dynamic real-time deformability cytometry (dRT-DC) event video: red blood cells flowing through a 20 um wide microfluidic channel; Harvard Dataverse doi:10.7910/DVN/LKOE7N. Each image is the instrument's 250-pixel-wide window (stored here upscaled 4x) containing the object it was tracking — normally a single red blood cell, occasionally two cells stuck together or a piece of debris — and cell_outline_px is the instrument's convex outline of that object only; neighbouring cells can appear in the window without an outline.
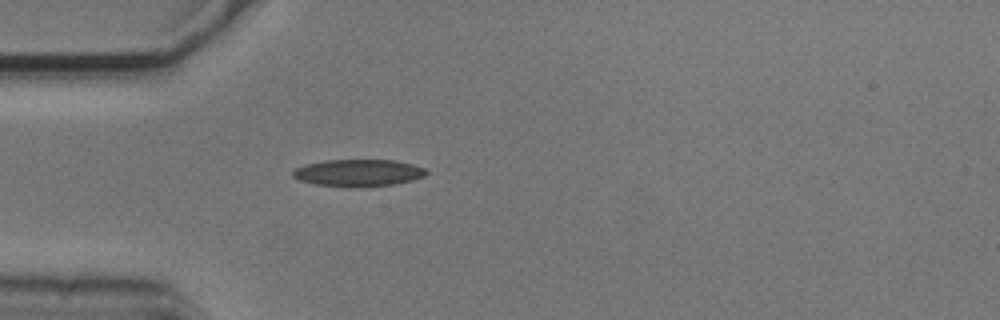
{"species": "common noctule bat (a hibernating species)", "species_latin": "Nyctalus noctula", "temperature_condition": "cold", "stored_images_in_passage": 40, "camera_frame_rate_fps": 3000, "um_per_image_px": 0.085, "animal": {"sex": "male", "body_mass_g": 20.5, "forearm_length_mm": 52.5}, "frame": {"image": 1, "passage_image": 1, "time_ms": 0.0, "image_size_px": [1000, 320], "cell_outline_px": [[424, 172], [420, 176], [404, 180], [384, 184], [324, 184], [308, 180], [296, 176], [296, 172], [300, 168], [312, 164], [336, 160], [388, 160], [420, 168]], "centroid_in_image_um": [30.47, 14.63], "position_along_channel_um": 54.5, "area_um2": 17.8}}
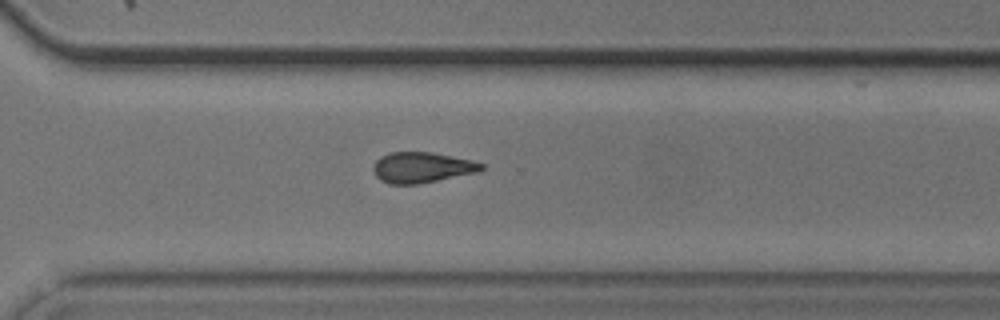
{"frame": {"image": 2, "passage_image": 24, "time_ms": 7.667, "image_size_px": [1000, 320], "cell_outline_px": [[484, 168], [468, 172], [432, 180], [412, 184], [396, 184], [384, 180], [376, 172], [376, 164], [384, 156], [396, 152], [424, 152], [484, 164]], "centroid_in_image_um": [35.81, 14.22], "position_along_channel_um": 334.8, "area_um2": 17.11}}
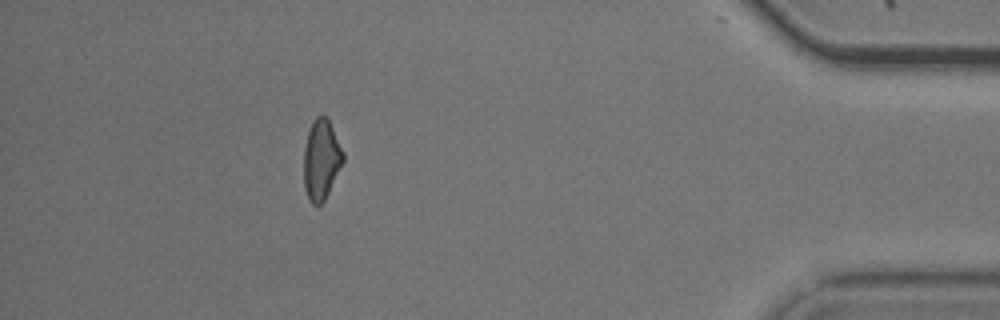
{"frame": {"image": 3, "passage_image": 34, "time_ms": 11.0, "image_size_px": [1000, 320], "cell_outline_px": [[344, 160], [324, 200], [320, 204], [316, 204], [308, 196], [304, 184], [304, 152], [308, 132], [312, 124], [320, 116], [324, 116], [328, 120], [344, 156]], "centroid_in_image_um": [27.3, 13.59], "position_along_channel_um": 407.9, "area_um2": 17.34}, "authors_computed_cell_mechanics": {"area_um2": 17.1088, "velocity_mm_per_s": 3.7368, "shape_relaxation_time_tau1_ms": null, "shape_relaxation_time_tau2_ms": 4.5396, "deformation_change_tau1": null, "deformation_change_tau2": 0.1262}}